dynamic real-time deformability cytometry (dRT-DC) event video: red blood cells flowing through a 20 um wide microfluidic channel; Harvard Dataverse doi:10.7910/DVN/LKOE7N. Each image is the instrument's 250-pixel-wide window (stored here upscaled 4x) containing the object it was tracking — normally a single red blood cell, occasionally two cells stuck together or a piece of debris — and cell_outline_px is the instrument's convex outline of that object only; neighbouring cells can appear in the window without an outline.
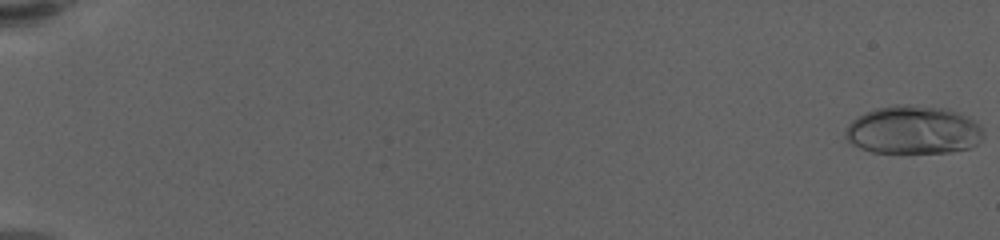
{"species": "human", "species_latin": "Homo sapiens", "temperature_condition": "warm", "stored_images_in_passage": 61, "camera_frame_rate_fps": 3000, "um_per_image_px": 0.085, "donor": {"sex": "female"}, "frame": {"image": 1, "passage_image": 1, "time_ms": 0.0, "image_size_px": [1000, 240], "cell_outline_px": [[984, 136], [976, 144], [968, 148], [948, 152], [872, 152], [860, 148], [852, 144], [844, 136], [844, 132], [848, 124], [856, 116], [876, 108], [896, 104], [912, 104], [944, 108], [956, 112], [972, 120], [984, 132]], "centroid_in_image_um": [77.57, 11.04], "position_along_channel_um": 7.4, "area_um2": 38.67}}
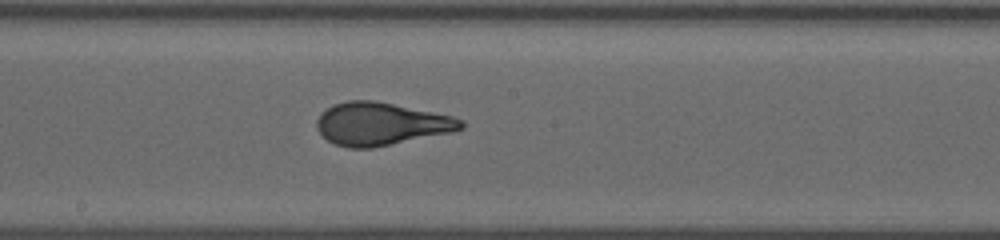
{"frame": {"image": 2, "passage_image": 37, "time_ms": 12.0, "image_size_px": [1000, 240], "cell_outline_px": [[464, 128], [452, 132], [372, 148], [348, 148], [336, 144], [328, 140], [316, 128], [316, 120], [320, 112], [332, 104], [348, 100], [372, 100], [452, 116], [464, 120]], "centroid_in_image_um": [32.35, 10.53], "position_along_channel_um": 215.8, "area_um2": 35.84}}
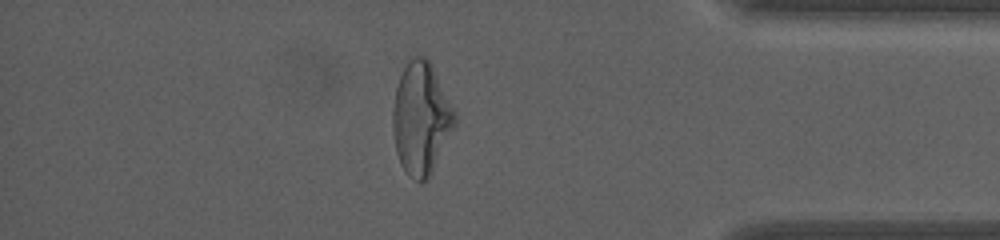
{"frame": {"image": 3, "passage_image": 55, "time_ms": 18.0, "image_size_px": [1000, 240], "cell_outline_px": [[456, 124], [428, 180], [420, 184], [408, 176], [400, 164], [396, 152], [392, 128], [392, 108], [396, 88], [400, 76], [408, 60], [412, 56], [424, 56], [432, 64], [456, 112]], "centroid_in_image_um": [35.79, 10.09], "position_along_channel_um": 399.4, "area_um2": 40.92}}